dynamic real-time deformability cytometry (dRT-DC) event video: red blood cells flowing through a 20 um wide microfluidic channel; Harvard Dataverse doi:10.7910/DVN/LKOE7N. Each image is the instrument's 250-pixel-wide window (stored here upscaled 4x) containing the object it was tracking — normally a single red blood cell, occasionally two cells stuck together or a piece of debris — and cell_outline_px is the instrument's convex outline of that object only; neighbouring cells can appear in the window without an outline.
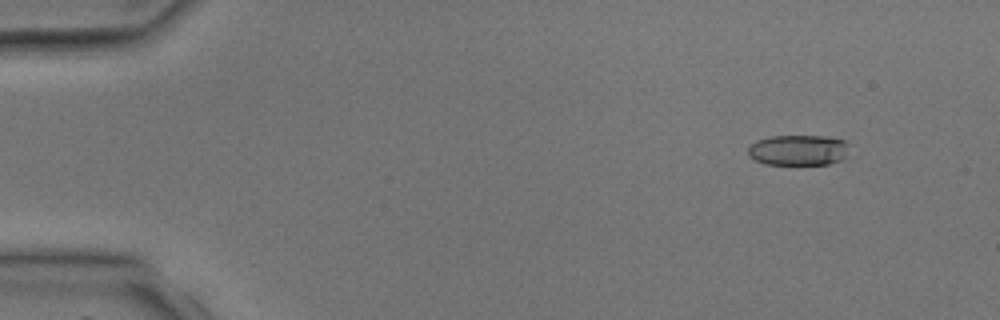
{"species": "common noctule bat (a hibernating species)", "species_latin": "Nyctalus noctula", "temperature_condition": "room temperature", "stored_images_in_passage": 3, "camera_frame_rate_fps": 3000, "um_per_image_px": 0.085, "animal": {"sex": "male", "body_mass_g": 17.9, "forearm_length_mm": 54.2}, "frame": {"image": 1, "passage_image": 1, "time_ms": 0.0, "image_size_px": [1000, 320], "cell_outline_px": [[848, 144], [844, 156], [840, 160], [828, 164], [764, 164], [748, 156], [748, 148], [756, 140], [772, 136], [824, 136], [844, 140]], "centroid_in_image_um": [67.82, 12.75], "position_along_channel_um": 17.2, "area_um2": 17.86}}